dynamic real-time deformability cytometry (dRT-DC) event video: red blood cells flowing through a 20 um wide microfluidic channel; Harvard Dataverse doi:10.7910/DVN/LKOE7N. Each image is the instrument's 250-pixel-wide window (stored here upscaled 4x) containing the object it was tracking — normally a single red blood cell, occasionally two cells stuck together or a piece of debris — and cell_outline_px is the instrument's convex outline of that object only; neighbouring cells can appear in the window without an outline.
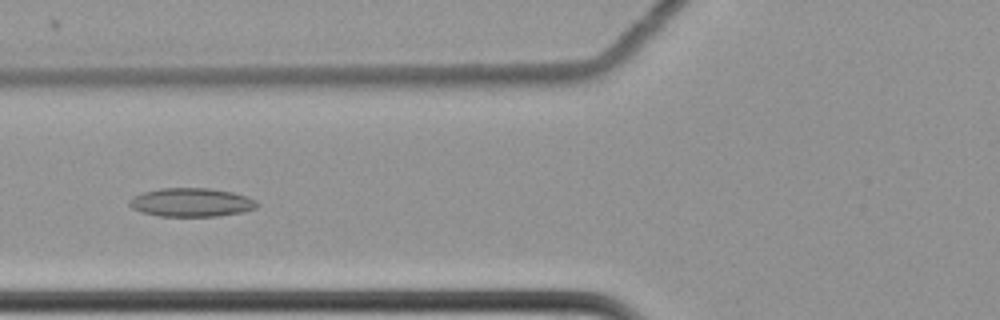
{"species": "common noctule bat (a hibernating species)", "species_latin": "Nyctalus noctula", "temperature_condition": "cold", "stored_images_in_passage": 54, "camera_frame_rate_fps": 3000, "um_per_image_px": 0.085, "animal": {"sex": "female", "body_mass_g": 22.7, "forearm_length_mm": 54.2}, "frame": {"image": 1, "passage_image": 18, "time_ms": 5.667, "image_size_px": [1000, 320], "cell_outline_px": [[260, 204], [256, 208], [240, 212], [216, 216], [160, 216], [140, 212], [132, 208], [128, 204], [128, 200], [132, 196], [144, 192], [160, 188], [212, 188], [232, 192], [248, 196], [256, 200]], "centroid_in_image_um": [16.25, 17.19], "position_along_channel_um": 109.5, "area_um2": 21.44}}
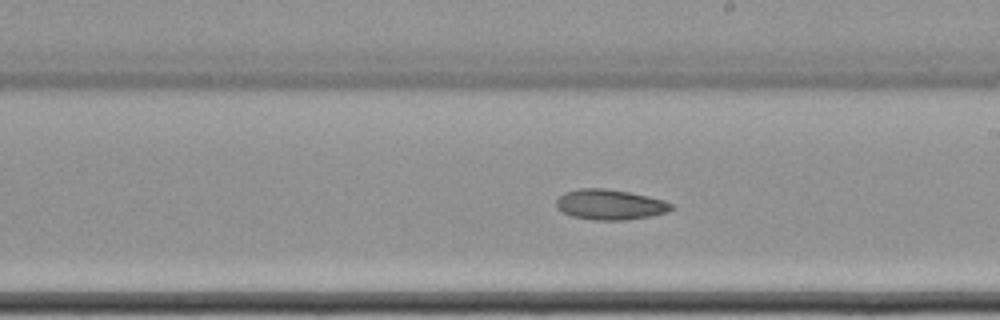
{"frame": {"image": 2, "passage_image": 29, "time_ms": 9.333, "image_size_px": [1000, 320], "cell_outline_px": [[672, 208], [668, 212], [648, 216], [624, 220], [596, 220], [572, 216], [556, 208], [556, 200], [564, 192], [580, 188], [604, 188], [628, 192], [664, 200], [672, 204]], "centroid_in_image_um": [51.82, 17.38], "position_along_channel_um": 237.2, "area_um2": 20.11}}
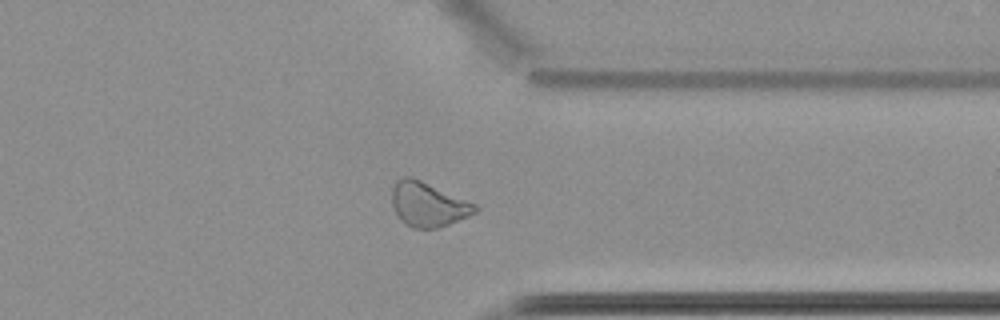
{"frame": {"image": 3, "passage_image": 41, "time_ms": 13.333, "image_size_px": [1000, 320], "cell_outline_px": [[480, 208], [476, 212], [468, 216], [448, 224], [436, 228], [412, 228], [400, 220], [392, 204], [392, 188], [396, 180], [404, 176], [412, 176], [476, 204]], "centroid_in_image_um": [36.37, 17.36], "position_along_channel_um": 375.0, "area_um2": 21.44}, "authors_computed_cell_mechanics": {"area_um2": 21.7039, "velocity_mm_per_s": 3.476, "shape_relaxation_time_tau1_ms": null, "shape_relaxation_time_tau2_ms": 7.5998, "deformation_change_tau1": null, "deformation_change_tau2": 0.1056}}